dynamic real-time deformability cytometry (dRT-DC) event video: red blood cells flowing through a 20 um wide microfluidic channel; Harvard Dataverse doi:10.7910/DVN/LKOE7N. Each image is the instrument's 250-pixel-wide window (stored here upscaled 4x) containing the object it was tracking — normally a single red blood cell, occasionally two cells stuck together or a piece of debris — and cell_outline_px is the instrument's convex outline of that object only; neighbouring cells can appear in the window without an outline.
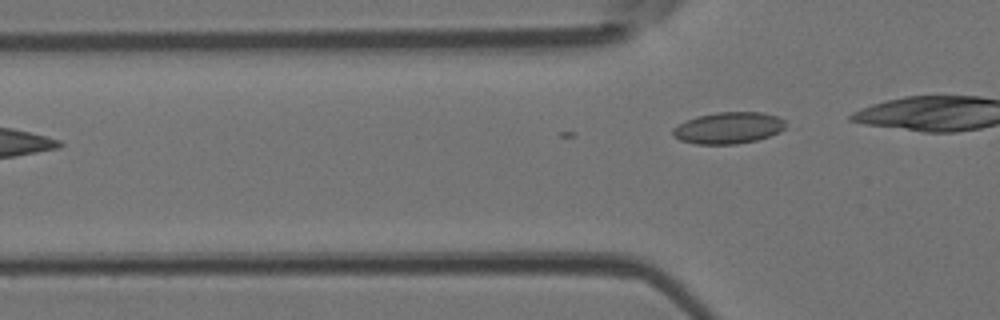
{"species": "Egyptian fruit bat (a non-hibernating species)", "species_latin": "Rousettus aegyptiacus", "temperature_condition": "room temperature", "stored_images_in_passage": 4, "camera_frame_rate_fps": 3000, "um_per_image_px": 0.085, "animal": {"sex": "female"}, "frame": {"image": 1, "passage_image": 4, "time_ms": 1.0, "image_size_px": [1000, 320], "cell_outline_px": [[788, 128], [780, 132], [756, 140], [736, 144], [696, 144], [680, 140], [672, 136], [672, 128], [696, 116], [716, 112], [760, 112], [776, 116], [784, 120], [788, 124]], "centroid_in_image_um": [61.94, 10.87], "position_along_channel_um": 63.9, "area_um2": 20.87}}